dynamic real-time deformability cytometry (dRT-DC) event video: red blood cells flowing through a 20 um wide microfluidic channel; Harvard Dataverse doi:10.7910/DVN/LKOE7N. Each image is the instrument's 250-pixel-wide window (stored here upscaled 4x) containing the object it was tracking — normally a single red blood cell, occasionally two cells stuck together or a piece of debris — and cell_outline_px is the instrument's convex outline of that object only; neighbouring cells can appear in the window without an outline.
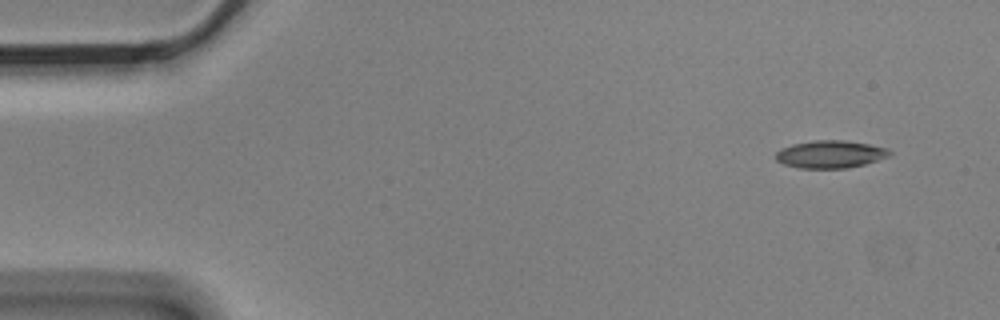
{"species": "Egyptian fruit bat (a non-hibernating species)", "species_latin": "Rousettus aegyptiacus", "temperature_condition": "cold", "stored_images_in_passage": 5, "camera_frame_rate_fps": 3000, "um_per_image_px": 0.085, "animal": {"sex": "male"}, "frame": {"image": 1, "passage_image": 1, "time_ms": 0.0, "image_size_px": [1000, 320], "cell_outline_px": [[892, 152], [888, 156], [864, 164], [848, 168], [800, 168], [784, 164], [776, 160], [776, 152], [792, 144], [816, 140], [844, 140], [868, 144], [888, 148]], "centroid_in_image_um": [70.58, 13.11], "position_along_channel_um": 14.4, "area_um2": 18.09}}
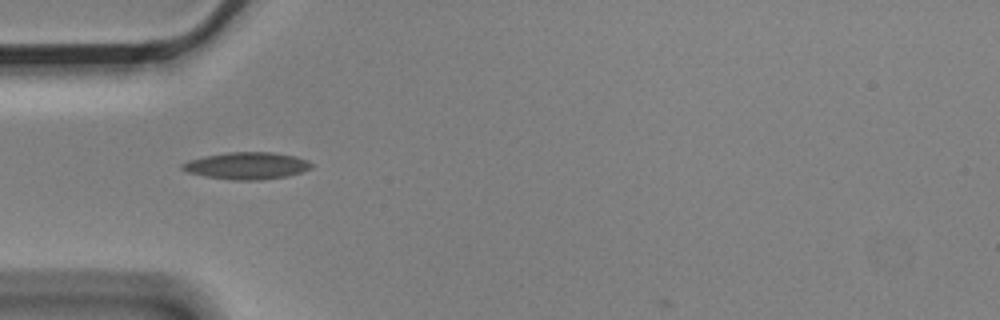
{"frame": {"image": 2, "passage_image": 4, "time_ms": 1.0, "image_size_px": [1000, 320], "cell_outline_px": [[312, 168], [288, 176], [260, 180], [232, 180], [208, 176], [188, 172], [180, 168], [180, 164], [188, 160], [204, 156], [228, 152], [272, 152], [296, 156], [308, 160], [312, 164]], "centroid_in_image_um": [20.99, 14.08], "position_along_channel_um": 64.0, "area_um2": 20.35}}
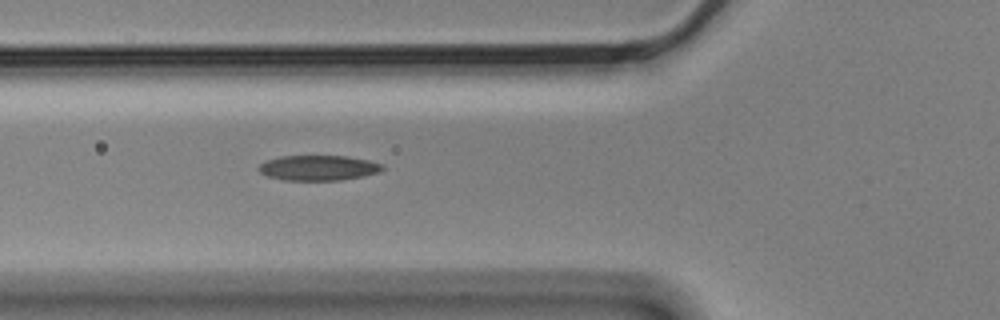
{"frame": {"image": 3, "passage_image": 5, "time_ms": 1.333, "image_size_px": [1000, 320], "cell_outline_px": [[384, 168], [380, 172], [340, 180], [284, 180], [268, 176], [260, 172], [256, 168], [260, 164], [268, 160], [280, 156], [348, 156], [368, 160], [384, 164]], "centroid_in_image_um": [27.06, 14.26], "position_along_channel_um": 98.7, "area_um2": 18.09}}